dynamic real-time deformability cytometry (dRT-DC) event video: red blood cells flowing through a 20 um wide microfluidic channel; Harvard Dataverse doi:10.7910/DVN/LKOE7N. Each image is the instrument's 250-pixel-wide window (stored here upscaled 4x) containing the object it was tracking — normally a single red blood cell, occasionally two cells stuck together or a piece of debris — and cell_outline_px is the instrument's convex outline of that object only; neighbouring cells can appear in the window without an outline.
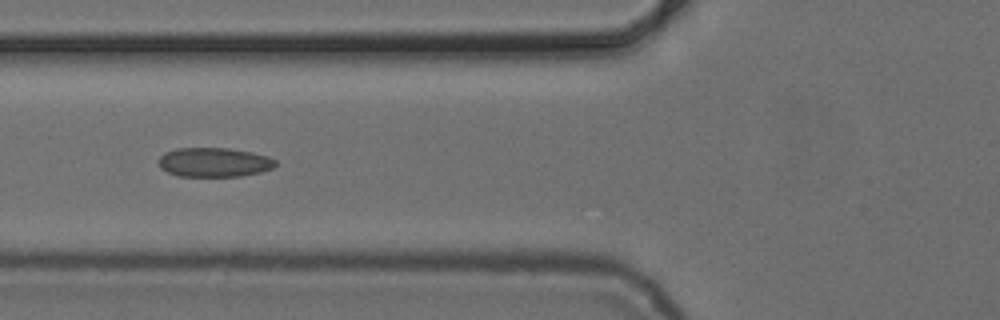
{"species": "common noctule bat (a hibernating species)", "species_latin": "Nyctalus noctula", "temperature_condition": "cold", "stored_images_in_passage": 6, "camera_frame_rate_fps": 3000, "um_per_image_px": 0.085, "animal": {"sex": "female", "body_mass_g": 24.6, "forearm_length_mm": 56.2}, "frame": {"image": 1, "passage_image": 5, "time_ms": 4.667, "image_size_px": [1000, 320], "cell_outline_px": [[276, 164], [272, 168], [260, 172], [240, 176], [180, 176], [168, 172], [160, 168], [160, 156], [164, 152], [176, 148], [228, 148], [252, 152], [268, 156], [276, 160]], "centroid_in_image_um": [18.2, 13.78], "position_along_channel_um": 107.6, "area_um2": 19.88}}
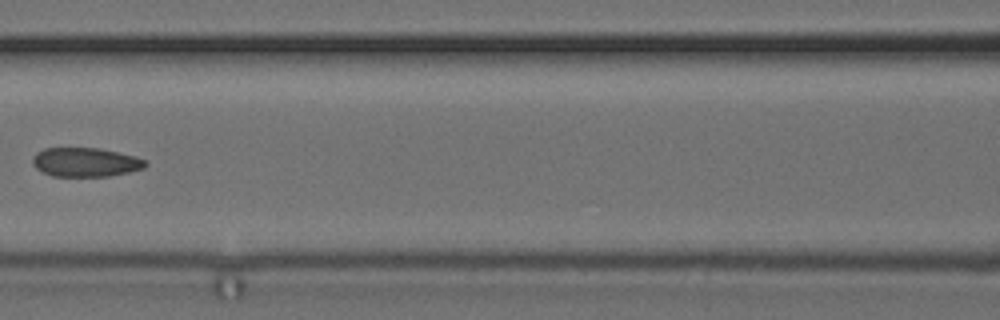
{"frame": {"image": 2, "passage_image": 6, "time_ms": 6.0, "image_size_px": [1000, 320], "cell_outline_px": [[148, 164], [144, 168], [128, 172], [108, 176], [52, 176], [36, 168], [32, 164], [32, 156], [36, 152], [44, 148], [100, 148], [136, 156], [148, 160]], "centroid_in_image_um": [7.28, 13.78], "position_along_channel_um": 159.3, "area_um2": 19.25}}